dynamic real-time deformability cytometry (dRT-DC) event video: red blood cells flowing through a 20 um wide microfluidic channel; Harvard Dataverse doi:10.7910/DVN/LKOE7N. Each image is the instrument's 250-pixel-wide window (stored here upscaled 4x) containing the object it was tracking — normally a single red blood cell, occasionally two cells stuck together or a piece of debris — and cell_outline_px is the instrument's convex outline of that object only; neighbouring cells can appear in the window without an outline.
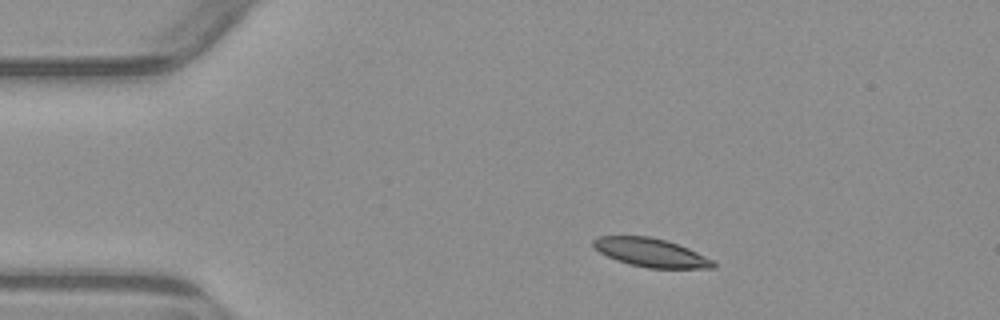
{"species": "common noctule bat (a hibernating species)", "species_latin": "Nyctalus noctula", "temperature_condition": "warm", "stored_images_in_passage": 3, "camera_frame_rate_fps": 3000, "um_per_image_px": 0.085, "animal": {"sex": "male", "body_mass_g": 23.1, "forearm_length_mm": 52.7}, "frame": {"image": 1, "passage_image": 2, "time_ms": 1.333, "image_size_px": [1000, 320], "cell_outline_px": [[716, 268], [648, 268], [628, 264], [616, 260], [600, 252], [592, 244], [592, 240], [600, 236], [648, 236], [664, 240], [688, 248], [712, 260], [716, 264]], "centroid_in_image_um": [55.31, 21.48], "position_along_channel_um": 29.7, "area_um2": 19.71}}